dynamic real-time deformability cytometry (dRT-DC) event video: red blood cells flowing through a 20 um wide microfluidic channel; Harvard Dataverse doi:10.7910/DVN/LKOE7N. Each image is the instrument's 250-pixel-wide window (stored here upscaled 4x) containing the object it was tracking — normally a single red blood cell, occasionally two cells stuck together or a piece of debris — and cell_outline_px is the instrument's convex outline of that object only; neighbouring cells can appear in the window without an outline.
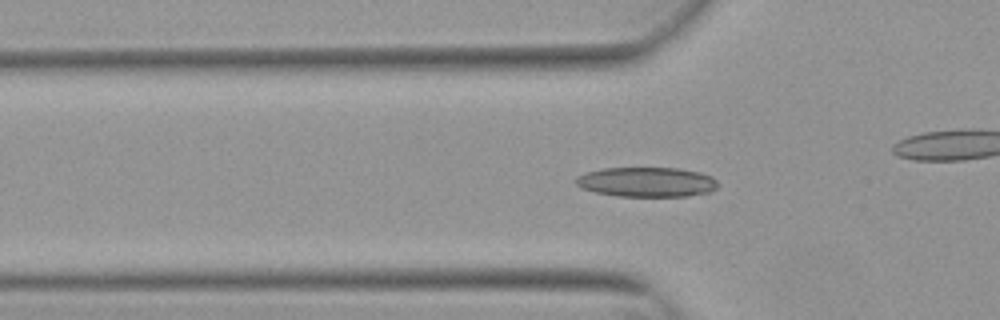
{"species": "Egyptian fruit bat (a non-hibernating species)", "species_latin": "Rousettus aegyptiacus", "temperature_condition": "warm", "stored_images_in_passage": 41, "camera_frame_rate_fps": 3000, "um_per_image_px": 0.085, "animal": {"sex": "female"}, "frame": {"image": 1, "passage_image": 4, "time_ms": 1.0, "image_size_px": [1000, 320], "cell_outline_px": [[720, 184], [716, 188], [708, 192], [688, 196], [616, 196], [596, 192], [584, 188], [576, 184], [576, 176], [588, 172], [604, 168], [680, 168], [700, 172], [712, 176]], "centroid_in_image_um": [55.02, 15.47], "position_along_channel_um": 70.8, "area_um2": 24.57}}
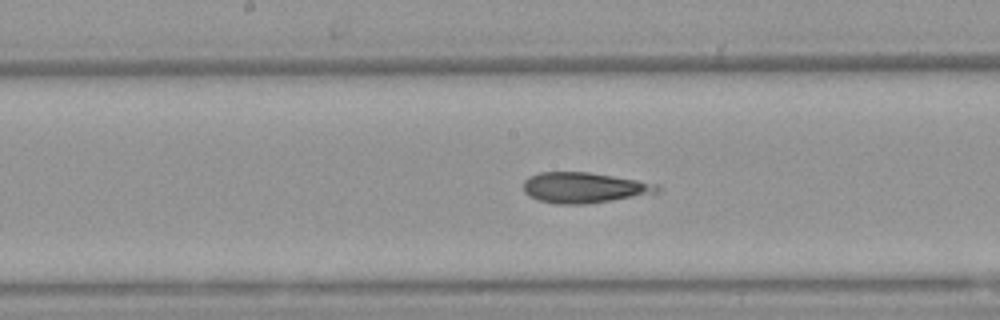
{"frame": {"image": 2, "passage_image": 14, "time_ms": 4.333, "image_size_px": [1000, 320], "cell_outline_px": [[664, 188], [660, 192], [588, 204], [556, 204], [540, 200], [528, 196], [524, 192], [524, 180], [528, 176], [540, 172], [588, 172], [660, 184]], "centroid_in_image_um": [49.67, 15.95], "position_along_channel_um": 198.5, "area_um2": 23.93}}
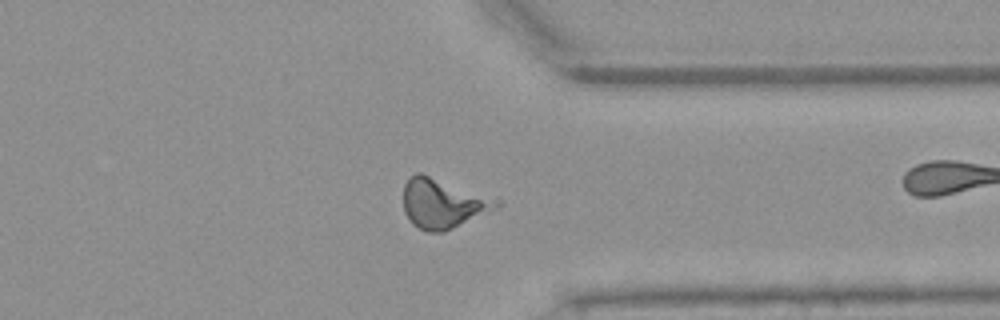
{"frame": {"image": 3, "passage_image": 28, "time_ms": 9.0, "image_size_px": [1000, 320], "cell_outline_px": [[504, 204], [500, 208], [444, 232], [428, 232], [412, 224], [404, 212], [404, 184], [416, 172], [420, 172], [500, 200]], "centroid_in_image_um": [37.68, 17.31], "position_along_channel_um": 373.7, "area_um2": 26.99}}